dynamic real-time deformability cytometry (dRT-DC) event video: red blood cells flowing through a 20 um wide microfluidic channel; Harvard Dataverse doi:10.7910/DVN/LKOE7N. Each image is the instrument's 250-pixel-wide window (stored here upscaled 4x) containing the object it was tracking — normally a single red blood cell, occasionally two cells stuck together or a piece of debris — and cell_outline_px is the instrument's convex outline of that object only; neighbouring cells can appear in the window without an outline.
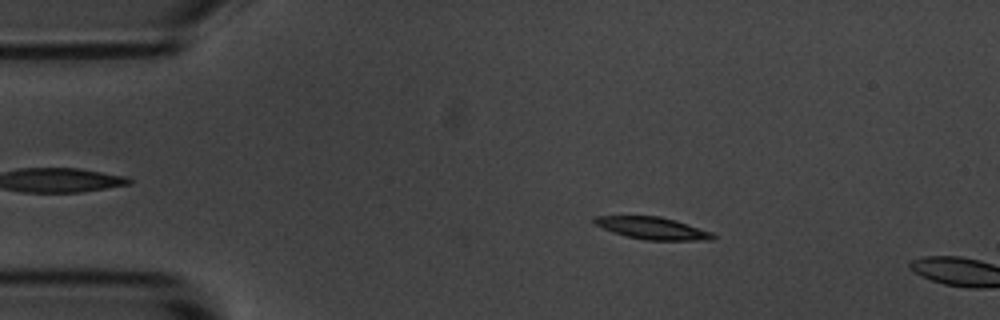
{"species": "common noctule bat (a hibernating species)", "species_latin": "Nyctalus noctula", "temperature_condition": "room temperature", "stored_images_in_passage": 12, "camera_frame_rate_fps": 3000, "um_per_image_px": 0.085, "animal": {"sex": "male", "body_mass_g": 20.1, "forearm_length_mm": 53.5}, "frame": {"image": 1, "passage_image": 9, "time_ms": 2.667, "image_size_px": [1000, 320], "cell_outline_px": [[716, 236], [712, 240], [648, 240], [628, 236], [612, 232], [596, 224], [592, 220], [596, 216], [660, 216], [676, 220], [712, 232]], "centroid_in_image_um": [55.5, 19.39], "position_along_channel_um": 29.5, "area_um2": 15.14}}